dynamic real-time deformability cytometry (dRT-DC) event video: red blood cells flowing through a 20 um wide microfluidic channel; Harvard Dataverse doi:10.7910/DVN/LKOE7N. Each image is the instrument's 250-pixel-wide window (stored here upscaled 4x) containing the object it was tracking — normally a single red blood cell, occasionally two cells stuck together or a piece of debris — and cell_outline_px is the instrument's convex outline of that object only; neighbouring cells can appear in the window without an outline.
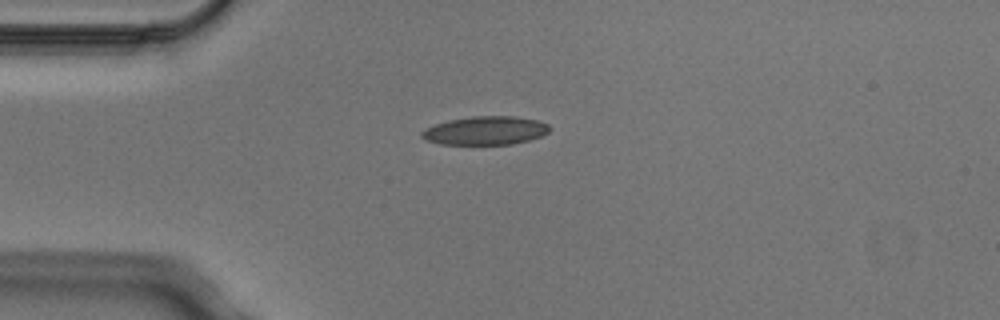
{"species": "Egyptian fruit bat (a non-hibernating species)", "species_latin": "Rousettus aegyptiacus", "temperature_condition": "cold", "stored_images_in_passage": 3, "camera_frame_rate_fps": 3000, "um_per_image_px": 0.085, "animal": {"sex": "male"}, "frame": {"image": 1, "passage_image": 1, "time_ms": 0.0, "image_size_px": [1000, 320], "cell_outline_px": [[552, 128], [548, 132], [540, 136], [528, 140], [512, 144], [440, 144], [424, 140], [420, 136], [420, 132], [424, 128], [448, 120], [472, 116], [512, 116], [536, 120], [548, 124]], "centroid_in_image_um": [41.22, 11.1], "position_along_channel_um": 43.8, "area_um2": 21.27}}
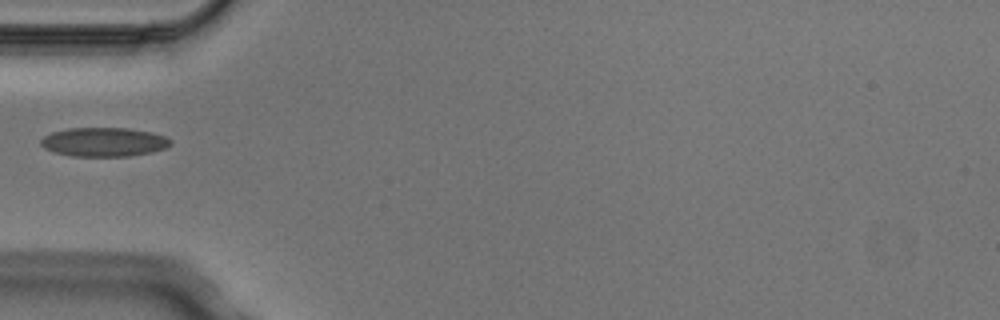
{"frame": {"image": 2, "passage_image": 2, "time_ms": 0.333, "image_size_px": [1000, 320], "cell_outline_px": [[172, 144], [164, 148], [152, 152], [128, 156], [72, 156], [52, 152], [44, 148], [40, 144], [40, 140], [44, 136], [52, 132], [68, 128], [128, 128], [152, 132], [164, 136], [172, 140]], "centroid_in_image_um": [8.81, 12.07], "position_along_channel_um": 76.2, "area_um2": 22.02}}
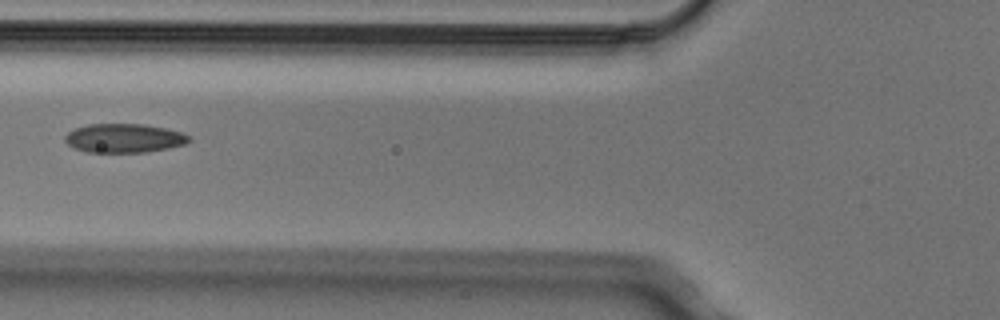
{"frame": {"image": 3, "passage_image": 3, "time_ms": 0.667, "image_size_px": [1000, 320], "cell_outline_px": [[192, 140], [184, 144], [168, 148], [144, 152], [88, 152], [76, 148], [68, 144], [64, 140], [64, 136], [68, 132], [76, 128], [88, 124], [144, 124], [164, 128], [180, 132], [188, 136]], "centroid_in_image_um": [10.53, 11.74], "position_along_channel_um": 115.3, "area_um2": 20.69}}